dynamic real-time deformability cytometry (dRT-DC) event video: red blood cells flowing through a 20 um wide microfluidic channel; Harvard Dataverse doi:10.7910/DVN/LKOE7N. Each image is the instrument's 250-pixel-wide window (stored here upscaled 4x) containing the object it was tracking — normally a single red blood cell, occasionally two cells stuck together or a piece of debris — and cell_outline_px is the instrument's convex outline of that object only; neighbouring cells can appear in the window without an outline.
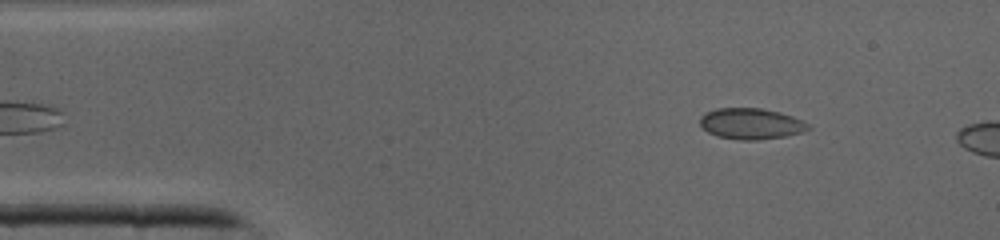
{"species": "common noctule bat (a hibernating species)", "species_latin": "Nyctalus noctula", "temperature_condition": "cold", "stored_images_in_passage": 34, "camera_frame_rate_fps": 3000, "um_per_image_px": 0.085, "animal": {"sex": "male", "body_mass_g": 19.0, "forearm_length_mm": 50.8}, "frame": {"image": 1, "passage_image": 4, "time_ms": 1.0, "image_size_px": [1000, 240], "cell_outline_px": [[812, 128], [800, 132], [784, 136], [760, 140], [740, 140], [716, 136], [708, 132], [700, 124], [700, 116], [704, 112], [716, 108], [760, 108], [780, 112], [792, 116], [808, 124]], "centroid_in_image_um": [63.79, 10.51], "position_along_channel_um": 21.2, "area_um2": 19.54}}
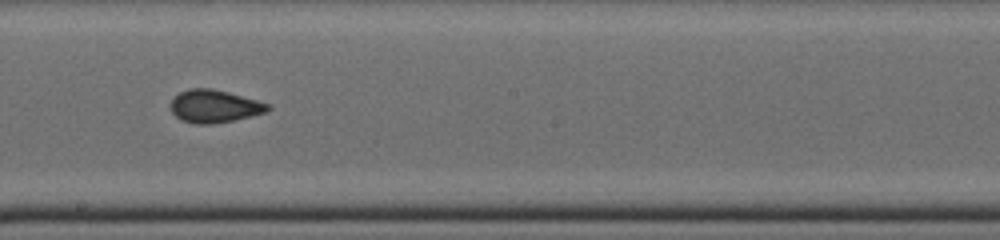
{"frame": {"image": 2, "passage_image": 21, "time_ms": 6.667, "image_size_px": [1000, 240], "cell_outline_px": [[272, 108], [268, 112], [232, 120], [212, 124], [196, 124], [180, 120], [172, 112], [172, 100], [180, 92], [188, 88], [212, 88], [228, 92], [272, 104]], "centroid_in_image_um": [18.27, 9.03], "position_along_channel_um": 229.9, "area_um2": 18.55}}
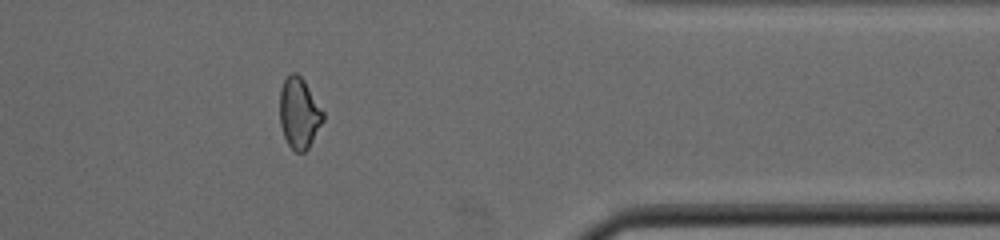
{"frame": {"image": 3, "passage_image": 32, "time_ms": 10.333, "image_size_px": [1000, 240], "cell_outline_px": [[324, 120], [308, 148], [304, 152], [296, 152], [288, 144], [284, 136], [280, 124], [280, 92], [284, 80], [292, 72], [296, 72], [304, 80], [324, 112]], "centroid_in_image_um": [25.43, 9.61], "position_along_channel_um": 386.0, "area_um2": 17.74}}